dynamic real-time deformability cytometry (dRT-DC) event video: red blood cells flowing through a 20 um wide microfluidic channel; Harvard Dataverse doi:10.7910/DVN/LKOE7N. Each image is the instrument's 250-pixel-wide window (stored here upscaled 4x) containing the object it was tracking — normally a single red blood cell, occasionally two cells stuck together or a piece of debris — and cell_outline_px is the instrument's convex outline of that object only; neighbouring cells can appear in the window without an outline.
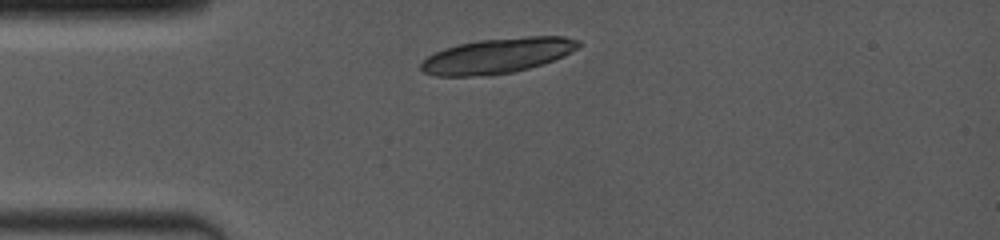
{"species": "common noctule bat (a hibernating species)", "species_latin": "Nyctalus noctula", "temperature_condition": "room temperature", "stored_images_in_passage": 1, "camera_frame_rate_fps": 4000, "um_per_image_px": 0.085, "animal": {"sex": "female", "body_mass_g": 19.0, "forearm_length_mm": 53.3}, "frame": {"image": 1, "passage_image": 1, "time_ms": 0.0, "image_size_px": [1000, 240], "cell_outline_px": [[580, 44], [576, 48], [552, 60], [528, 68], [512, 72], [488, 76], [436, 76], [424, 72], [420, 68], [420, 64], [428, 56], [444, 48], [460, 44], [480, 40], [528, 36], [564, 36], [580, 40]], "centroid_in_image_um": [42.24, 4.74], "position_along_channel_um": 42.8, "area_um2": 31.91}}